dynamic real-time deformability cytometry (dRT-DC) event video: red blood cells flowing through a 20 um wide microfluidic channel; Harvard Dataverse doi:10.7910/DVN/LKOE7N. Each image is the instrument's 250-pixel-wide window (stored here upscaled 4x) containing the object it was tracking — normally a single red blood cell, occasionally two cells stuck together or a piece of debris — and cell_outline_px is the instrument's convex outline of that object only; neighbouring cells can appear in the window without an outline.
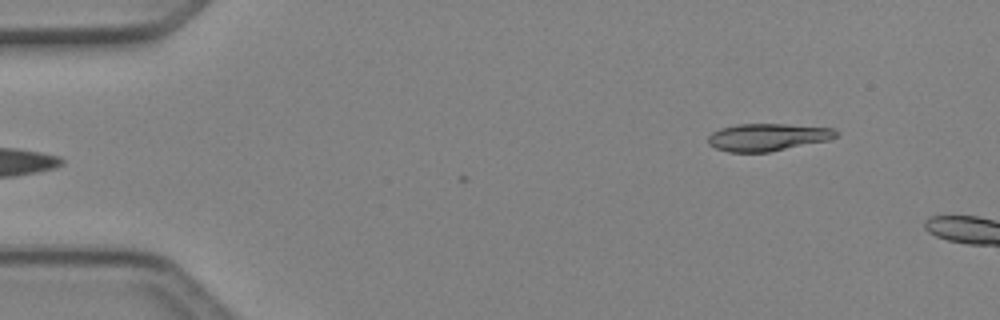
{"species": "Egyptian fruit bat (a non-hibernating species)", "species_latin": "Rousettus aegyptiacus", "temperature_condition": "cold", "stored_images_in_passage": 3, "camera_frame_rate_fps": 3000, "um_per_image_px": 0.085, "animal": {"sex": "female"}, "frame": {"image": 1, "passage_image": 1, "time_ms": 0.0, "image_size_px": [1000, 320], "cell_outline_px": [[836, 136], [828, 140], [768, 152], [728, 152], [716, 148], [708, 144], [708, 136], [712, 132], [720, 128], [736, 124], [784, 124], [832, 128], [836, 132]], "centroid_in_image_um": [65.18, 11.66], "position_along_channel_um": 19.8, "area_um2": 20.23}}